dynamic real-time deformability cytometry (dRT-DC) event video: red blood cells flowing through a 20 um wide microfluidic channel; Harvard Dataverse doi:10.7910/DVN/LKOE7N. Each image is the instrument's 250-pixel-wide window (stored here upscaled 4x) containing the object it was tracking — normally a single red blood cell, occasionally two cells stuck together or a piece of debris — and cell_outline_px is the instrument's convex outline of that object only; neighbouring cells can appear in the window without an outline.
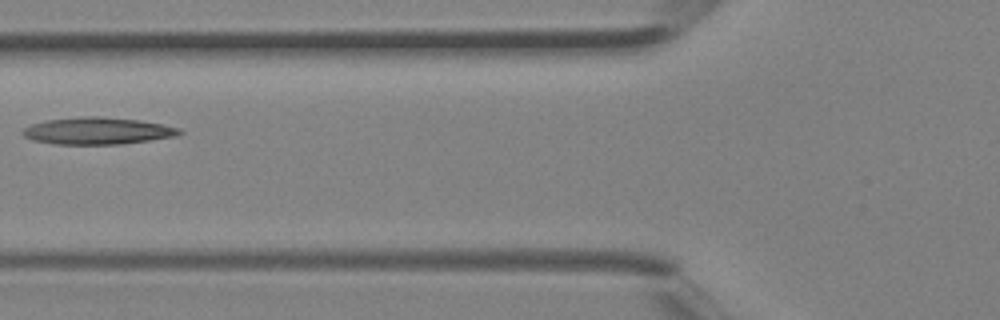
{"species": "Egyptian fruit bat (a non-hibernating species)", "species_latin": "Rousettus aegyptiacus", "temperature_condition": "room temperature", "stored_images_in_passage": 3, "camera_frame_rate_fps": 3000, "um_per_image_px": 0.085, "animal": {"sex": "female"}, "frame": {"image": 1, "passage_image": 3, "time_ms": 0.667, "image_size_px": [1000, 320], "cell_outline_px": [[184, 132], [176, 136], [124, 144], [52, 144], [32, 140], [24, 136], [20, 132], [24, 128], [32, 124], [48, 120], [84, 116], [96, 116], [140, 120], [180, 128]], "centroid_in_image_um": [8.29, 11.13], "position_along_channel_um": 117.5, "area_um2": 24.62}}